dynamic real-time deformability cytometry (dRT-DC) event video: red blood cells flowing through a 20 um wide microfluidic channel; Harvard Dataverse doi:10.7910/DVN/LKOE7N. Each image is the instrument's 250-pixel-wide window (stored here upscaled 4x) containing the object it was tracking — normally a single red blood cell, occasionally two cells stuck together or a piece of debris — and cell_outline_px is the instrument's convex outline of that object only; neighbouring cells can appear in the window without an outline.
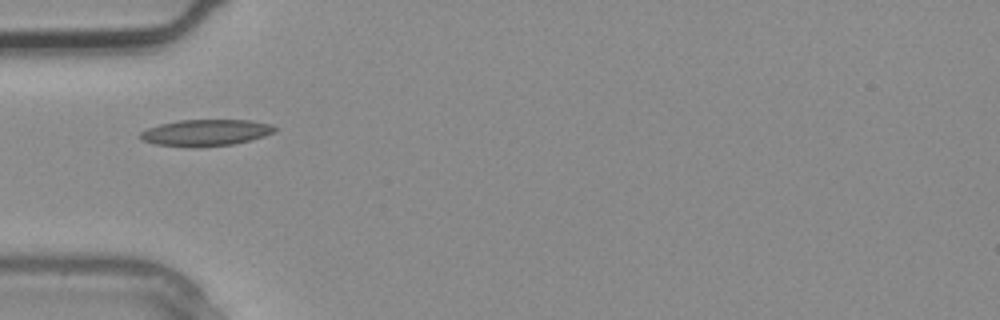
{"species": "common noctule bat (a hibernating species)", "species_latin": "Nyctalus noctula", "temperature_condition": "warm", "stored_images_in_passage": 1, "camera_frame_rate_fps": 3000, "um_per_image_px": 0.085, "animal": {"sex": "male", "body_mass_g": 20.4}, "frame": {"image": 1, "passage_image": 1, "time_ms": 0.0, "image_size_px": [1000, 320], "cell_outline_px": [[276, 132], [264, 136], [232, 144], [196, 148], [188, 148], [156, 144], [140, 140], [140, 132], [148, 128], [160, 124], [180, 120], [248, 120], [272, 124], [276, 128]], "centroid_in_image_um": [17.46, 11.29], "position_along_channel_um": 67.5, "area_um2": 20.87}}